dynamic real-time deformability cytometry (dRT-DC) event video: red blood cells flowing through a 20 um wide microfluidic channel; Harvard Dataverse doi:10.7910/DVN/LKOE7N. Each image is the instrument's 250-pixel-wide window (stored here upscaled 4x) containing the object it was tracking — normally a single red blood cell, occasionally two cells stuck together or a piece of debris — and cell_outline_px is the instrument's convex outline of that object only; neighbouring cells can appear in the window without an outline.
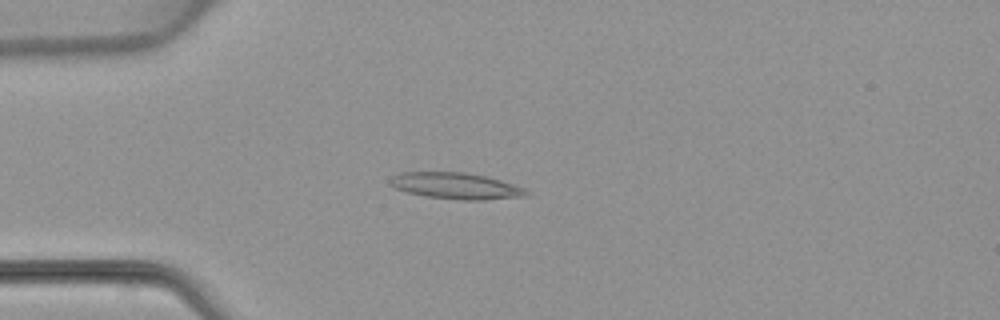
{"species": "common noctule bat (a hibernating species)", "species_latin": "Nyctalus noctula", "temperature_condition": "warm", "stored_images_in_passage": 2, "camera_frame_rate_fps": 3000, "um_per_image_px": 0.085, "animal": {"sex": "female", "body_mass_g": 22.7, "forearm_length_mm": 54.2}, "frame": {"image": 1, "passage_image": 1, "time_ms": 0.0, "image_size_px": [1000, 320], "cell_outline_px": [[532, 192], [528, 196], [484, 200], [464, 200], [424, 196], [408, 192], [396, 188], [388, 180], [392, 176], [400, 172], [464, 172], [488, 176], [524, 188]], "centroid_in_image_um": [38.8, 15.8], "position_along_channel_um": 46.2, "area_um2": 20.98}}